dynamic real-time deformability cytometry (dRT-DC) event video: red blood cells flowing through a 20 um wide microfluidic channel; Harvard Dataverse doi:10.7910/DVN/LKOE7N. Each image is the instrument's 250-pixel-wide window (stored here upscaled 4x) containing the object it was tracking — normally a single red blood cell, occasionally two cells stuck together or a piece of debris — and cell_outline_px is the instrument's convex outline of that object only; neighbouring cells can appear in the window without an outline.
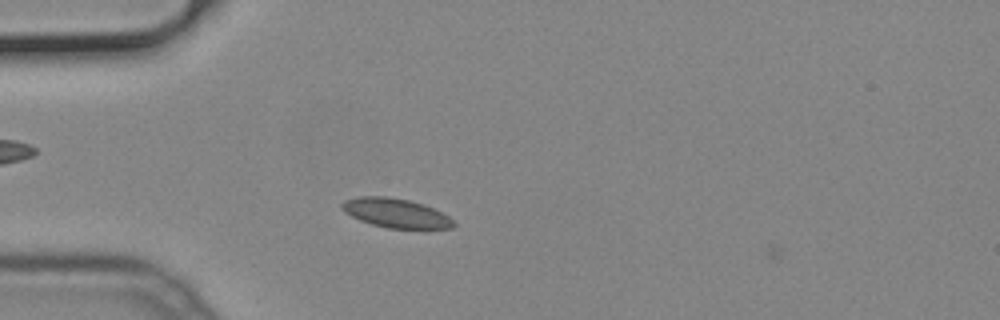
{"species": "common noctule bat (a hibernating species)", "species_latin": "Nyctalus noctula", "temperature_condition": "cold", "stored_images_in_passage": 3, "camera_frame_rate_fps": 3000, "um_per_image_px": 0.085, "animal": {"sex": "male", "body_mass_g": 19.2, "forearm_length_mm": 51.8}, "frame": {"image": 1, "passage_image": 2, "time_ms": 0.333, "image_size_px": [1000, 320], "cell_outline_px": [[456, 224], [452, 228], [388, 228], [372, 224], [360, 220], [344, 212], [340, 208], [340, 204], [344, 200], [360, 196], [388, 196], [408, 200], [424, 204], [448, 216]], "centroid_in_image_um": [33.6, 18.1], "position_along_channel_um": 51.4, "area_um2": 18.9}}